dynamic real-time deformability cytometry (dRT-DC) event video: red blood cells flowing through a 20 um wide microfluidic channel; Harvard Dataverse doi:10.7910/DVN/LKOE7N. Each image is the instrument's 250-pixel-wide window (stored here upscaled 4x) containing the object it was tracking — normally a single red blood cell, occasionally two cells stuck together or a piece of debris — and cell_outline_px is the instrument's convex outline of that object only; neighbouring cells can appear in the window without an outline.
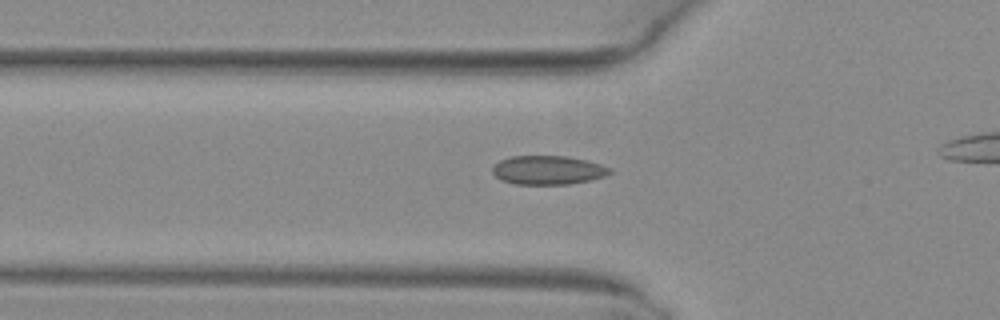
{"species": "common noctule bat (a hibernating species)", "species_latin": "Nyctalus noctula", "temperature_condition": "warm", "stored_images_in_passage": 42, "camera_frame_rate_fps": 3000, "um_per_image_px": 0.085, "animal": {"sex": "female", "body_mass_g": 29.2, "forearm_length_mm": 56.3}, "frame": {"image": 1, "passage_image": 18, "time_ms": 5.667, "image_size_px": [1000, 320], "cell_outline_px": [[612, 172], [604, 176], [592, 180], [568, 184], [516, 184], [500, 180], [492, 172], [492, 168], [500, 160], [512, 156], [568, 156], [588, 160], [612, 168]], "centroid_in_image_um": [46.6, 14.45], "position_along_channel_um": 79.2, "area_um2": 19.83}}
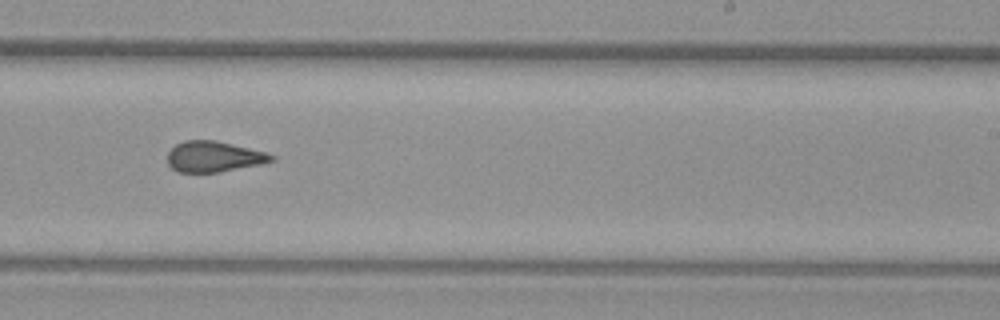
{"frame": {"image": 2, "passage_image": 32, "time_ms": 10.333, "image_size_px": [1000, 320], "cell_outline_px": [[276, 160], [260, 164], [220, 172], [176, 172], [168, 164], [168, 152], [176, 144], [184, 140], [216, 140], [264, 152], [276, 156]], "centroid_in_image_um": [18.16, 13.31], "position_along_channel_um": 270.8, "area_um2": 18.55}}
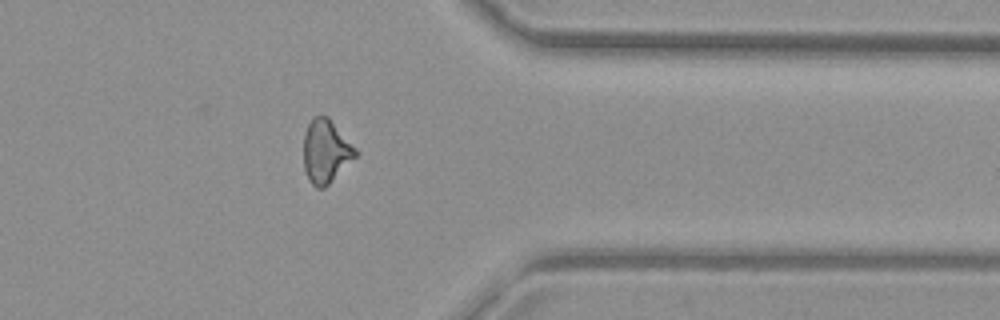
{"frame": {"image": 3, "passage_image": 41, "time_ms": 13.333, "image_size_px": [1000, 320], "cell_outline_px": [[360, 152], [324, 188], [316, 188], [308, 180], [304, 172], [304, 132], [312, 116], [328, 116]], "centroid_in_image_um": [27.68, 12.85], "position_along_channel_um": 383.7, "area_um2": 19.25}}